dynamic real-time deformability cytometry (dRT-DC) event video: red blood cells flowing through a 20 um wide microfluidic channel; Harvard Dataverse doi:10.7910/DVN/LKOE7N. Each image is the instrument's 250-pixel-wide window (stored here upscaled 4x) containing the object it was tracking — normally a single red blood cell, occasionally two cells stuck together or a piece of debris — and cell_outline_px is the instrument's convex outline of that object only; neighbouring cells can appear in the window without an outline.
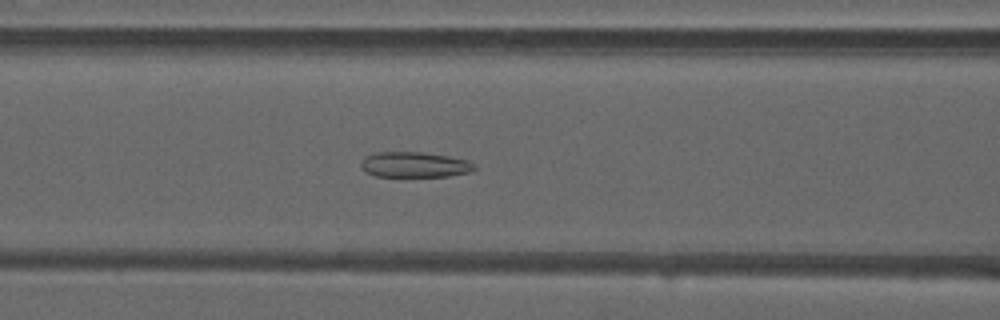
{"species": "common noctule bat (a hibernating species)", "species_latin": "Nyctalus noctula", "temperature_condition": "warm", "stored_images_in_passage": 50, "camera_frame_rate_fps": 3000, "um_per_image_px": 0.085, "animal": {"sex": "male", "forearm_length_mm": 52.5}, "frame": {"image": 1, "passage_image": 21, "time_ms": 6.667, "image_size_px": [1000, 320], "cell_outline_px": [[476, 168], [472, 172], [448, 176], [404, 180], [376, 176], [368, 172], [360, 164], [364, 156], [376, 152], [420, 152], [448, 156], [468, 160], [476, 164]], "centroid_in_image_um": [35.25, 14.05], "position_along_channel_um": 131.3, "area_um2": 17.8}}
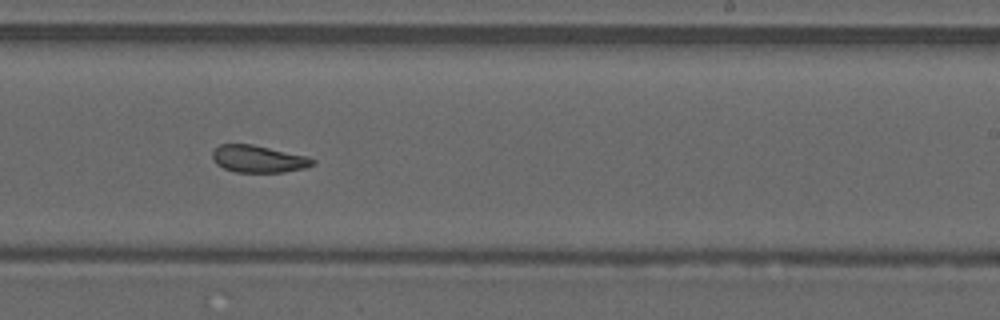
{"frame": {"image": 2, "passage_image": 31, "time_ms": 10.0, "image_size_px": [1000, 320], "cell_outline_px": [[316, 164], [304, 168], [284, 172], [236, 172], [224, 168], [216, 164], [212, 160], [212, 152], [220, 144], [252, 144], [308, 156], [316, 160]], "centroid_in_image_um": [21.98, 13.51], "position_along_channel_um": 267.0, "area_um2": 15.95}}
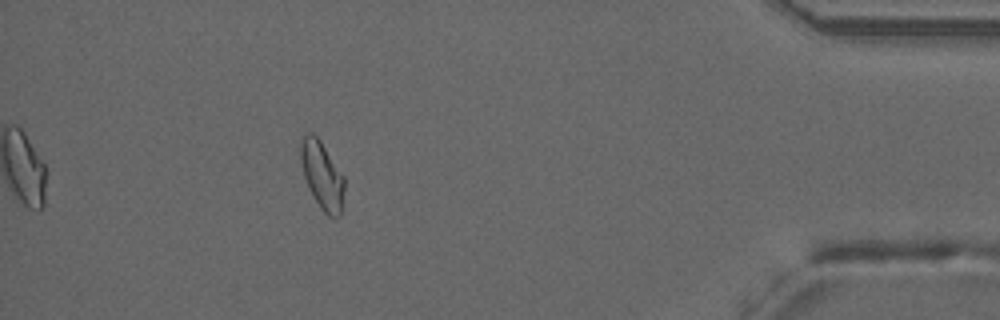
{"frame": {"image": 3, "passage_image": 45, "time_ms": 14.667, "image_size_px": [1000, 320], "cell_outline_px": [[344, 188], [340, 216], [336, 220], [328, 216], [320, 208], [304, 176], [300, 160], [300, 136], [304, 132], [312, 132], [320, 140], [344, 176]], "centroid_in_image_um": [27.36, 14.86], "position_along_channel_um": 407.8, "area_um2": 17.28}, "authors_computed_cell_mechanics": {"area_um2": 17.5423, "velocity_mm_per_s": 4.089, "shape_relaxation_time_tau1_ms": null, "shape_relaxation_time_tau2_ms": 2.7661, "deformation_change_tau1": null, "deformation_change_tau2": 0.095}}